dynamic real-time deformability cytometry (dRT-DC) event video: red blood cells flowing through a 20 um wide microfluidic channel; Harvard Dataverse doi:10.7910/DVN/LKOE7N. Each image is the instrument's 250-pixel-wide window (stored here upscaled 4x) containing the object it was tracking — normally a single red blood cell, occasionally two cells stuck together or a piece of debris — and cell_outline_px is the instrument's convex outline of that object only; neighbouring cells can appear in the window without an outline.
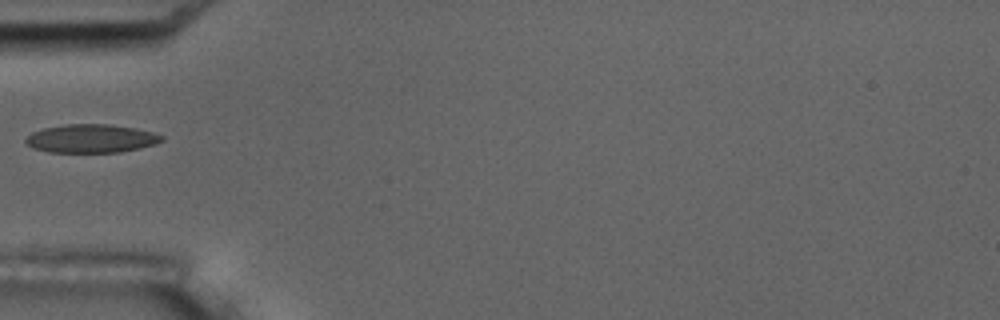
{"species": "common noctule bat (a hibernating species)", "species_latin": "Nyctalus noctula", "temperature_condition": "room temperature", "stored_images_in_passage": 3, "camera_frame_rate_fps": 3000, "um_per_image_px": 0.085, "animal": {"sex": "male", "body_mass_g": 17.5, "forearm_length_mm": 52.3}, "frame": {"image": 1, "passage_image": 2, "time_ms": 1.333, "image_size_px": [1000, 320], "cell_outline_px": [[164, 140], [156, 144], [140, 148], [120, 152], [48, 152], [32, 148], [24, 140], [32, 132], [44, 128], [64, 124], [108, 124], [136, 128], [152, 132], [164, 136]], "centroid_in_image_um": [7.76, 11.77], "position_along_channel_um": 77.2, "area_um2": 22.6}}